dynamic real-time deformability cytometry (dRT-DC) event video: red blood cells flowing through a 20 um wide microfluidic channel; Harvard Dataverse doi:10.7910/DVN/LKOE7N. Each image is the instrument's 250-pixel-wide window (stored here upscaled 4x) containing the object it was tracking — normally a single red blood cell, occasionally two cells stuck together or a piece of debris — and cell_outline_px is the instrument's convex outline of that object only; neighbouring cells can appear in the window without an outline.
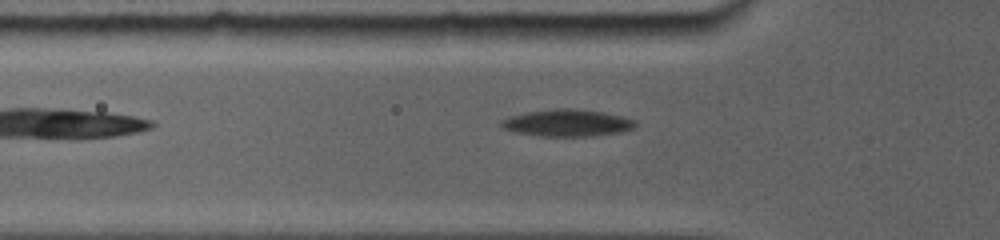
{"species": "common noctule bat (a hibernating species)", "species_latin": "Nyctalus noctula", "temperature_condition": "room temperature", "stored_images_in_passage": 64, "camera_frame_rate_fps": 5000, "um_per_image_px": 0.085, "animal": {"sex": "female", "body_mass_g": 19.0, "forearm_length_mm": 56.7}, "frame": {"image": 1, "passage_image": 7, "time_ms": 1.0, "image_size_px": [1000, 240], "cell_outline_px": [[636, 124], [632, 128], [616, 132], [584, 136], [544, 136], [520, 132], [508, 128], [500, 124], [500, 120], [508, 116], [528, 112], [556, 108], [576, 108], [604, 112], [636, 120]], "centroid_in_image_um": [48.22, 10.42], "position_along_channel_um": 77.6, "area_um2": 20.52}}
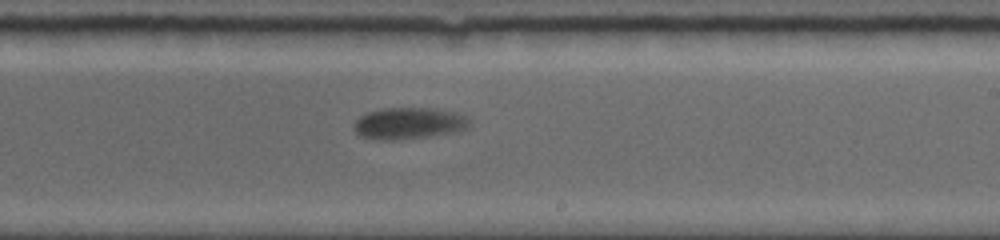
{"frame": {"image": 2, "passage_image": 35, "time_ms": 5.8, "image_size_px": [1000, 240], "cell_outline_px": [[472, 124], [468, 128], [460, 132], [392, 140], [372, 140], [360, 136], [352, 128], [352, 124], [360, 116], [368, 112], [384, 108], [436, 108], [456, 112], [468, 116], [472, 120]], "centroid_in_image_um": [34.79, 10.48], "position_along_channel_um": 254.2, "area_um2": 21.79}}
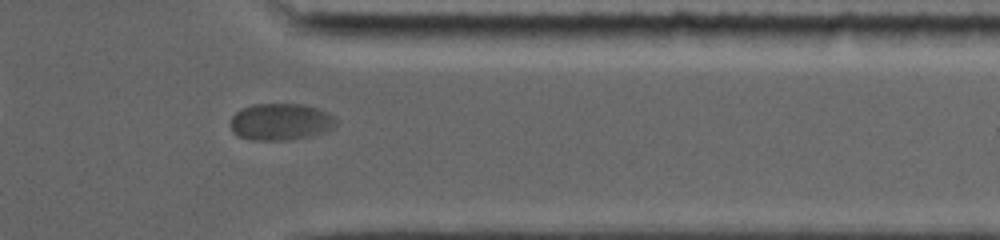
{"frame": {"image": 3, "passage_image": 52, "time_ms": 9.4, "image_size_px": [1000, 240], "cell_outline_px": [[336, 124], [332, 128], [324, 132], [312, 136], [288, 140], [248, 140], [236, 136], [232, 132], [232, 116], [240, 108], [252, 104], [304, 104], [320, 108], [328, 112], [336, 120]], "centroid_in_image_um": [23.84, 10.35], "position_along_channel_um": 387.6, "area_um2": 22.95}}